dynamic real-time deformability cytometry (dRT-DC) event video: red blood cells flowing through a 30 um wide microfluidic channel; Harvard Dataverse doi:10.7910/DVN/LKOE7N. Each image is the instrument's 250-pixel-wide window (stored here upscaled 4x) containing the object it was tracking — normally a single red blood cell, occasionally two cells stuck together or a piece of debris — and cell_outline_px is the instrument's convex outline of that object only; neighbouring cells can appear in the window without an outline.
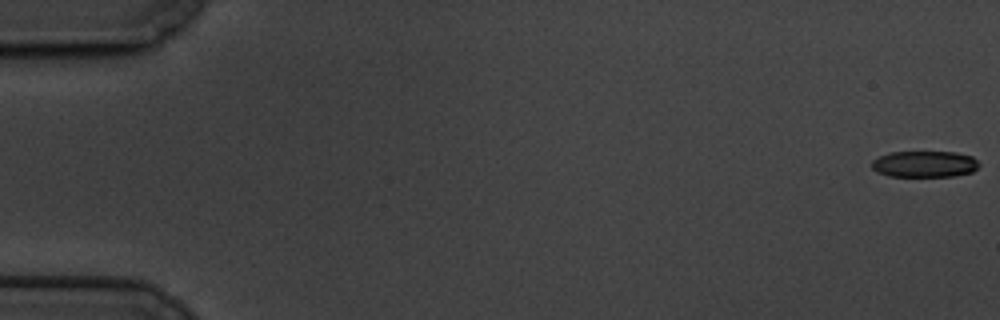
{"species": "common noctule bat (a hibernating species)", "species_latin": "Nyctalus noctula", "temperature_condition": "cold", "stored_images_in_passage": 11, "camera_frame_rate_fps": 3000, "um_per_image_px": 0.085, "animal": {"sex": "male", "body_mass_g": 19.5, "forearm_length_mm": 54.6}, "frame": {"image": 1, "passage_image": 1, "time_ms": 0.0, "image_size_px": [1000, 320], "cell_outline_px": [[980, 164], [972, 172], [956, 176], [888, 176], [876, 172], [872, 168], [872, 160], [880, 156], [892, 152], [956, 152], [972, 156]], "centroid_in_image_um": [78.59, 13.95], "position_along_channel_um": 6.4, "area_um2": 16.47}}